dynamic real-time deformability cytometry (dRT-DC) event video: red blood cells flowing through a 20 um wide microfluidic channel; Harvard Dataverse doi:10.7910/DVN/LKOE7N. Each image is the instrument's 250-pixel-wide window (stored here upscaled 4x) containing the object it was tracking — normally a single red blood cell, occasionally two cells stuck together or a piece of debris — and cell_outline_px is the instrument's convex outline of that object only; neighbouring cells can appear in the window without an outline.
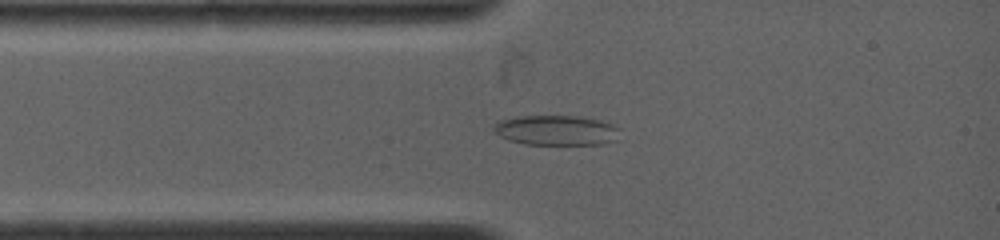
{"species": "common noctule bat (a hibernating species)", "species_latin": "Nyctalus noctula", "temperature_condition": "warm", "stored_images_in_passage": 54, "camera_frame_rate_fps": 4500, "um_per_image_px": 0.085, "animal": {"sex": "female", "body_mass_g": 19.0, "forearm_length_mm": 53.3}, "frame": {"image": 1, "passage_image": 5, "time_ms": 1.556, "image_size_px": [1000, 240], "cell_outline_px": [[616, 140], [600, 144], [524, 144], [508, 140], [500, 136], [492, 128], [500, 120], [516, 116], [576, 116], [596, 120], [608, 124], [616, 128]], "centroid_in_image_um": [47.18, 11.08], "position_along_channel_um": 37.8, "area_um2": 21.5}}
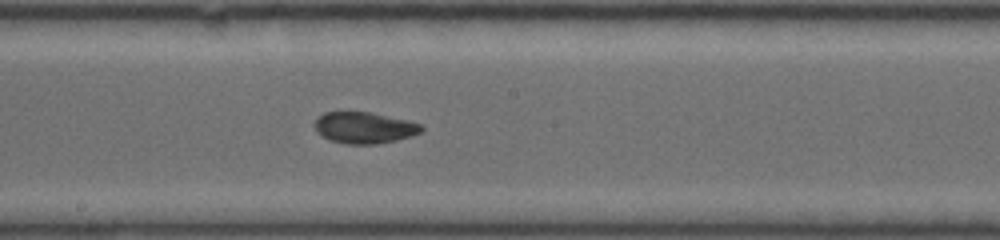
{"frame": {"image": 2, "passage_image": 17, "time_ms": 6.222, "image_size_px": [1000, 240], "cell_outline_px": [[424, 128], [420, 132], [396, 140], [380, 144], [344, 144], [328, 140], [316, 128], [316, 120], [324, 112], [368, 112], [404, 120], [420, 124]], "centroid_in_image_um": [30.95, 10.87], "position_along_channel_um": 217.2, "area_um2": 19.02}}
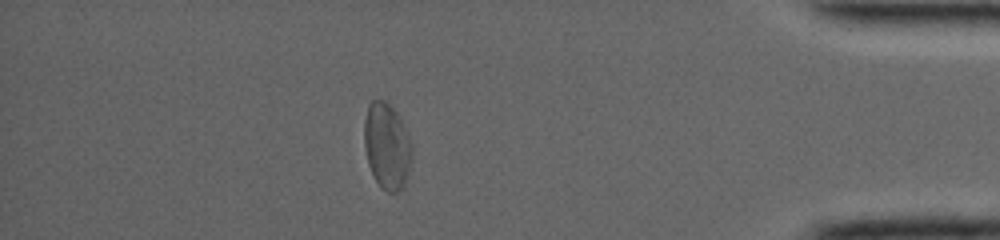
{"frame": {"image": 3, "passage_image": 33, "time_ms": 12.222, "image_size_px": [1000, 240], "cell_outline_px": [[412, 160], [408, 176], [404, 184], [396, 192], [388, 192], [380, 188], [368, 164], [364, 144], [364, 120], [368, 104], [372, 100], [384, 100], [392, 108], [400, 120], [408, 136], [412, 148]], "centroid_in_image_um": [32.87, 12.43], "position_along_channel_um": 402.3, "area_um2": 23.76}, "authors_computed_cell_mechanics": {"area_um2": 23.1778, "velocity_mm_per_s": 3.8697, "shape_relaxation_time_tau1_ms": 9.6574, "shape_relaxation_time_tau2_ms": 2.3804, "deformation_change_tau1": 0.1923, "deformation_change_tau2": 0.0507}}